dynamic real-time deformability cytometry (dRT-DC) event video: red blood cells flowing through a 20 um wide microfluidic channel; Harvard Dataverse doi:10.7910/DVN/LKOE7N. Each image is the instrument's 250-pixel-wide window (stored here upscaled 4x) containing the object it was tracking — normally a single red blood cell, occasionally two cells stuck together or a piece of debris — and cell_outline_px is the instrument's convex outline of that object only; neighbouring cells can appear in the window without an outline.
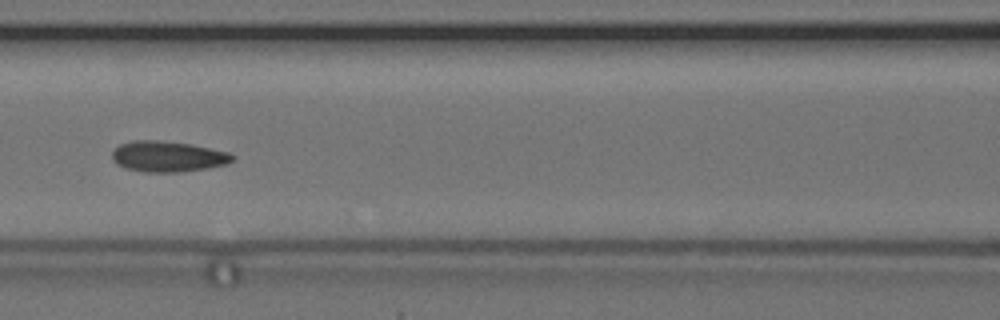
{"species": "common noctule bat (a hibernating species)", "species_latin": "Nyctalus noctula", "temperature_condition": "cold", "stored_images_in_passage": 57, "camera_frame_rate_fps": 3000, "um_per_image_px": 0.085, "animal": {"sex": "female", "body_mass_g": 24.6, "forearm_length_mm": 56.2}, "frame": {"image": 1, "passage_image": 26, "time_ms": 8.333, "image_size_px": [1000, 320], "cell_outline_px": [[236, 156], [228, 164], [208, 168], [180, 172], [144, 172], [124, 168], [116, 164], [112, 160], [112, 152], [120, 144], [132, 140], [156, 140], [188, 144], [228, 152]], "centroid_in_image_um": [14.24, 13.31], "position_along_channel_um": 152.4, "area_um2": 21.56}, "authors_computed_cell_mechanics": {"area_um2": 21.2704, "velocity_mm_per_s": 3.643, "shape_relaxation_time_tau1_ms": 5.4455, "shape_relaxation_time_tau2_ms": 1.7846, "deformation_change_tau1": 0.1152, "deformation_change_tau2": 0.0887}}